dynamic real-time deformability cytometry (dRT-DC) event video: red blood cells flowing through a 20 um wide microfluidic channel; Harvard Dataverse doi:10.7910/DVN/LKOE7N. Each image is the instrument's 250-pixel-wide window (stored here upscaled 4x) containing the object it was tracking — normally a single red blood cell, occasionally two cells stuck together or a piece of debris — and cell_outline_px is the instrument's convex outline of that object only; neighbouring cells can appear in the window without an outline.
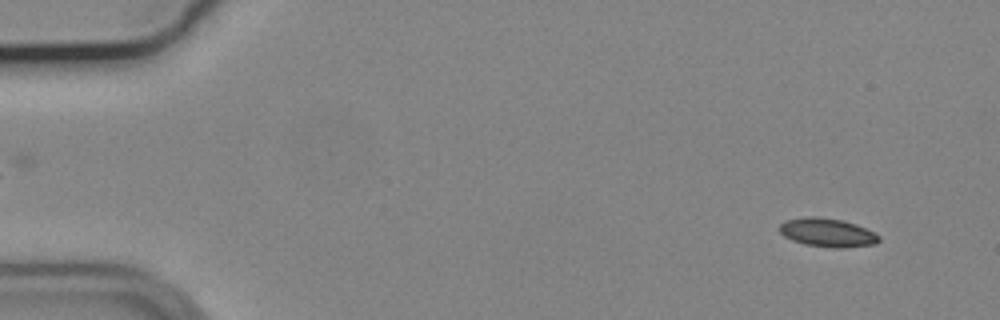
{"species": "common noctule bat (a hibernating species)", "species_latin": "Nyctalus noctula", "temperature_condition": "cold", "stored_images_in_passage": 55, "camera_frame_rate_fps": 3000, "um_per_image_px": 0.085, "animal": {"sex": "male", "body_mass_g": 19.2, "forearm_length_mm": 51.8}, "frame": {"image": 1, "passage_image": 4, "time_ms": 1.0, "image_size_px": [1000, 320], "cell_outline_px": [[880, 240], [876, 244], [844, 248], [832, 248], [804, 244], [792, 240], [784, 236], [780, 232], [780, 224], [784, 220], [808, 216], [816, 216], [840, 220], [856, 224], [880, 236]], "centroid_in_image_um": [70.32, 19.77], "position_along_channel_um": 14.7, "area_um2": 16.59}}
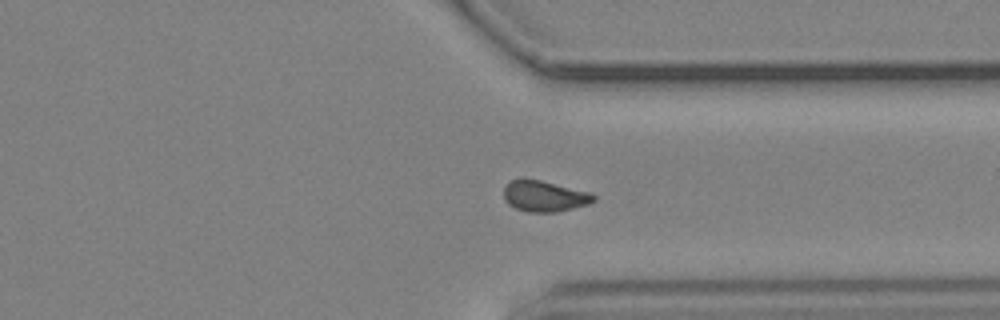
{"frame": {"image": 2, "passage_image": 42, "time_ms": 13.667, "image_size_px": [1000, 320], "cell_outline_px": [[596, 200], [588, 204], [556, 212], [528, 212], [516, 208], [508, 204], [504, 200], [504, 188], [508, 180], [520, 176], [524, 176], [588, 192], [596, 196]], "centroid_in_image_um": [46.2, 16.64], "position_along_channel_um": 365.2, "area_um2": 16.47}}
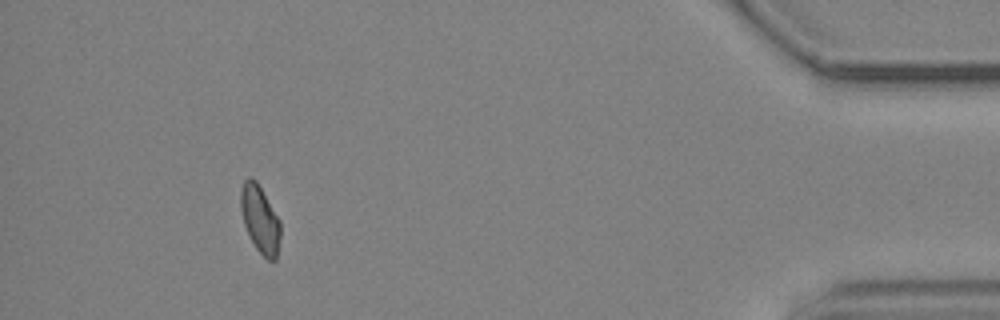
{"frame": {"image": 3, "passage_image": 51, "time_ms": 16.667, "image_size_px": [1000, 320], "cell_outline_px": [[280, 240], [276, 260], [268, 260], [256, 248], [244, 224], [240, 208], [240, 188], [244, 180], [248, 176], [252, 176], [256, 180], [280, 220]], "centroid_in_image_um": [22.09, 18.59], "position_along_channel_um": 413.1, "area_um2": 15.61}, "authors_computed_cell_mechanics": {"area_um2": 16.2418, "velocity_mm_per_s": 3.7028, "shape_relaxation_time_tau1_ms": null, "shape_relaxation_time_tau2_ms": 4.5833, "deformation_change_tau1": null, "deformation_change_tau2": 0.0689}}